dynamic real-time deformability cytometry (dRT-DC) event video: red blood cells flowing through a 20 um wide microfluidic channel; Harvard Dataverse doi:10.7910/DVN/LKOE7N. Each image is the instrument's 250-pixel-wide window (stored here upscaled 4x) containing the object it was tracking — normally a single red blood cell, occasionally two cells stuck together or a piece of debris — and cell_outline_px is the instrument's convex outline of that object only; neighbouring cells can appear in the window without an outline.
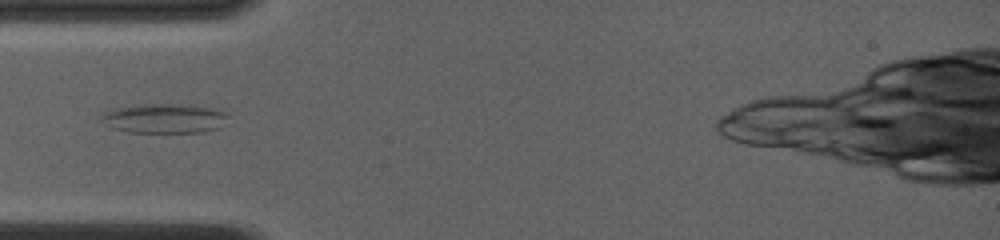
{"species": "common noctule bat (a hibernating species)", "species_latin": "Nyctalus noctula", "temperature_condition": "room temperature", "stored_images_in_passage": 25, "camera_frame_rate_fps": 4000, "um_per_image_px": 0.085, "animal": {"sex": "female", "body_mass_g": 19.0, "forearm_length_mm": 56.7}, "frame": {"image": 1, "passage_image": 2, "time_ms": 0.5, "image_size_px": [1000, 240], "cell_outline_px": [[228, 116], [220, 128], [204, 132], [128, 132], [112, 128], [104, 124], [100, 120], [100, 112], [116, 108], [136, 104], [188, 104], [212, 108], [228, 112]], "centroid_in_image_um": [13.94, 10.05], "position_along_channel_um": 71.1, "area_um2": 22.2}}
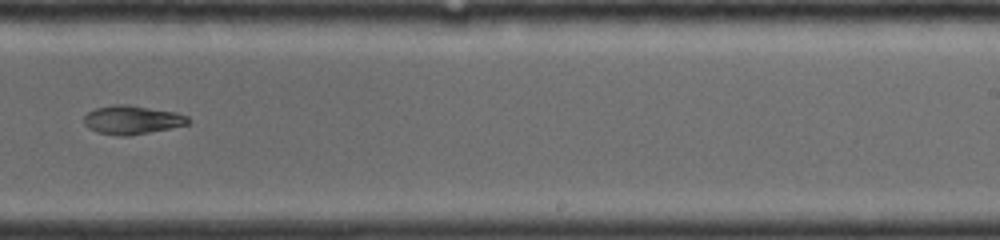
{"frame": {"image": 2, "passage_image": 13, "time_ms": 5.5, "image_size_px": [1000, 240], "cell_outline_px": [[192, 120], [188, 124], [128, 136], [116, 136], [96, 132], [88, 128], [84, 124], [84, 116], [88, 112], [96, 108], [112, 104], [128, 104], [176, 112], [188, 116]], "centroid_in_image_um": [11.21, 10.18], "position_along_channel_um": 277.8, "area_um2": 17.51}}
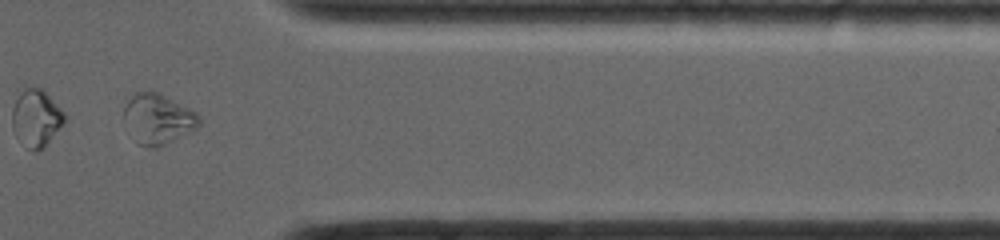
{"frame": {"image": 3, "passage_image": 20, "time_ms": 8.5, "image_size_px": [1000, 240], "cell_outline_px": [[200, 124], [192, 132], [156, 148], [148, 148], [136, 144], [124, 128], [124, 108], [132, 92], [148, 88], [196, 112], [200, 116]], "centroid_in_image_um": [13.35, 10.12], "position_along_channel_um": 398.0, "area_um2": 22.66}, "authors_computed_cell_mechanics": {"area_um2": 18.0914, "velocity_mm_per_s": 4.1336, "shape_relaxation_time_tau1_ms": null, "shape_relaxation_time_tau2_ms": 5.2887, "deformation_change_tau1": null, "deformation_change_tau2": 0.102}}